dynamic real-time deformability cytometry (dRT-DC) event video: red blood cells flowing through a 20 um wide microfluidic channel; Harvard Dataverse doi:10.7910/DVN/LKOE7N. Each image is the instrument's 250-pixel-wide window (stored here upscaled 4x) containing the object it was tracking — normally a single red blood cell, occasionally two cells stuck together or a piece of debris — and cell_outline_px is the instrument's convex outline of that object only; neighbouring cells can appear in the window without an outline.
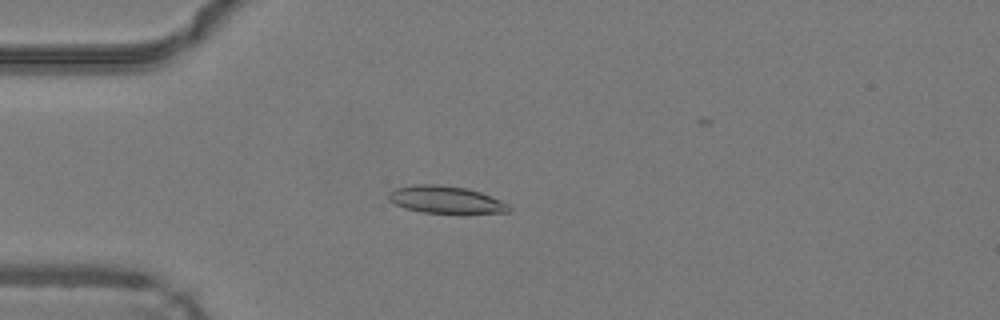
{"species": "common noctule bat (a hibernating species)", "species_latin": "Nyctalus noctula", "temperature_condition": "warm", "stored_images_in_passage": 48, "camera_frame_rate_fps": 3000, "um_per_image_px": 0.085, "animal": {"sex": "male", "body_mass_g": 19.2, "forearm_length_mm": 51.8}, "frame": {"image": 1, "passage_image": 13, "time_ms": 4.0, "image_size_px": [1000, 320], "cell_outline_px": [[512, 212], [424, 212], [404, 208], [388, 200], [388, 192], [396, 188], [412, 184], [440, 184], [468, 188], [480, 192], [500, 200], [508, 204], [512, 208]], "centroid_in_image_um": [37.86, 16.94], "position_along_channel_um": 47.1, "area_um2": 18.96}}
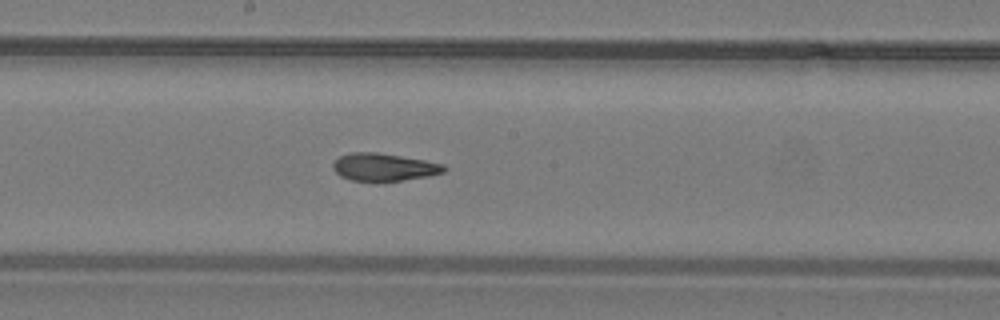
{"frame": {"image": 2, "passage_image": 26, "time_ms": 8.333, "image_size_px": [1000, 320], "cell_outline_px": [[448, 168], [444, 172], [428, 176], [404, 180], [376, 184], [372, 184], [352, 180], [340, 176], [332, 168], [332, 164], [340, 156], [348, 152], [376, 152], [424, 160], [444, 164]], "centroid_in_image_um": [32.61, 14.24], "position_along_channel_um": 215.6, "area_um2": 18.5}}
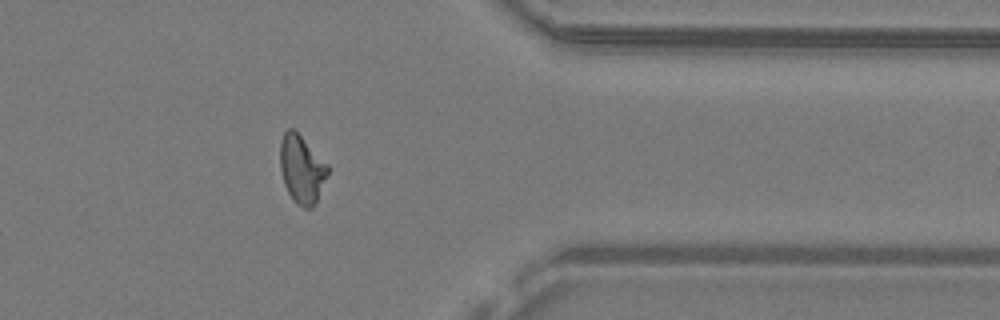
{"frame": {"image": 3, "passage_image": 39, "time_ms": 12.667, "image_size_px": [1000, 320], "cell_outline_px": [[328, 172], [316, 204], [312, 208], [304, 208], [296, 204], [292, 200], [284, 184], [280, 168], [280, 140], [284, 132], [288, 128], [292, 128], [328, 164]], "centroid_in_image_um": [25.63, 14.41], "position_along_channel_um": 385.8, "area_um2": 18.84}, "authors_computed_cell_mechanics": {"area_um2": 18.5827, "velocity_mm_per_s": 4.2744, "shape_relaxation_time_tau1_ms": 8.8721, "shape_relaxation_time_tau2_ms": 2.1366, "deformation_change_tau1": 0.2381, "deformation_change_tau2": 0.0934}}